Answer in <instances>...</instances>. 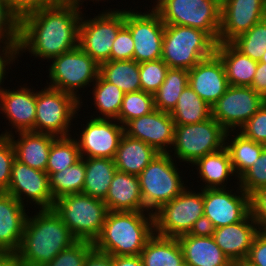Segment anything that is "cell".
Returning <instances> with one entry per match:
<instances>
[{
	"label": "cell",
	"instance_id": "1",
	"mask_svg": "<svg viewBox=\"0 0 266 266\" xmlns=\"http://www.w3.org/2000/svg\"><path fill=\"white\" fill-rule=\"evenodd\" d=\"M80 9L68 0L25 17L20 22L19 54L27 50L35 58L50 60L79 46Z\"/></svg>",
	"mask_w": 266,
	"mask_h": 266
},
{
	"label": "cell",
	"instance_id": "2",
	"mask_svg": "<svg viewBox=\"0 0 266 266\" xmlns=\"http://www.w3.org/2000/svg\"><path fill=\"white\" fill-rule=\"evenodd\" d=\"M38 211L28 216L17 252L24 266H41L51 262L77 241L53 209Z\"/></svg>",
	"mask_w": 266,
	"mask_h": 266
},
{
	"label": "cell",
	"instance_id": "3",
	"mask_svg": "<svg viewBox=\"0 0 266 266\" xmlns=\"http://www.w3.org/2000/svg\"><path fill=\"white\" fill-rule=\"evenodd\" d=\"M153 235L152 213L108 211L101 233L93 245L95 250L111 256H135L141 254Z\"/></svg>",
	"mask_w": 266,
	"mask_h": 266
},
{
	"label": "cell",
	"instance_id": "4",
	"mask_svg": "<svg viewBox=\"0 0 266 266\" xmlns=\"http://www.w3.org/2000/svg\"><path fill=\"white\" fill-rule=\"evenodd\" d=\"M154 234L177 238L204 230V200L201 192L185 188L173 200L154 211Z\"/></svg>",
	"mask_w": 266,
	"mask_h": 266
},
{
	"label": "cell",
	"instance_id": "5",
	"mask_svg": "<svg viewBox=\"0 0 266 266\" xmlns=\"http://www.w3.org/2000/svg\"><path fill=\"white\" fill-rule=\"evenodd\" d=\"M52 209L77 241L92 243L99 237L108 212L103 200L83 193L59 197Z\"/></svg>",
	"mask_w": 266,
	"mask_h": 266
},
{
	"label": "cell",
	"instance_id": "6",
	"mask_svg": "<svg viewBox=\"0 0 266 266\" xmlns=\"http://www.w3.org/2000/svg\"><path fill=\"white\" fill-rule=\"evenodd\" d=\"M216 44L200 29L165 25L161 59L169 68L190 70L198 62L211 57Z\"/></svg>",
	"mask_w": 266,
	"mask_h": 266
},
{
	"label": "cell",
	"instance_id": "7",
	"mask_svg": "<svg viewBox=\"0 0 266 266\" xmlns=\"http://www.w3.org/2000/svg\"><path fill=\"white\" fill-rule=\"evenodd\" d=\"M170 154L159 153L138 175L144 211L153 214L187 187Z\"/></svg>",
	"mask_w": 266,
	"mask_h": 266
},
{
	"label": "cell",
	"instance_id": "8",
	"mask_svg": "<svg viewBox=\"0 0 266 266\" xmlns=\"http://www.w3.org/2000/svg\"><path fill=\"white\" fill-rule=\"evenodd\" d=\"M153 9L165 25L200 29L218 43L221 25L220 0H161Z\"/></svg>",
	"mask_w": 266,
	"mask_h": 266
},
{
	"label": "cell",
	"instance_id": "9",
	"mask_svg": "<svg viewBox=\"0 0 266 266\" xmlns=\"http://www.w3.org/2000/svg\"><path fill=\"white\" fill-rule=\"evenodd\" d=\"M83 102L73 95L46 87L36 90L35 132L50 134L55 137H69L73 118Z\"/></svg>",
	"mask_w": 266,
	"mask_h": 266
},
{
	"label": "cell",
	"instance_id": "10",
	"mask_svg": "<svg viewBox=\"0 0 266 266\" xmlns=\"http://www.w3.org/2000/svg\"><path fill=\"white\" fill-rule=\"evenodd\" d=\"M226 133L212 116L201 123L176 125L173 156L194 164L201 157L221 150L225 146Z\"/></svg>",
	"mask_w": 266,
	"mask_h": 266
},
{
	"label": "cell",
	"instance_id": "11",
	"mask_svg": "<svg viewBox=\"0 0 266 266\" xmlns=\"http://www.w3.org/2000/svg\"><path fill=\"white\" fill-rule=\"evenodd\" d=\"M49 87L73 95L79 101L78 90L86 88L96 81L99 75V64L96 63L79 46L50 59Z\"/></svg>",
	"mask_w": 266,
	"mask_h": 266
},
{
	"label": "cell",
	"instance_id": "12",
	"mask_svg": "<svg viewBox=\"0 0 266 266\" xmlns=\"http://www.w3.org/2000/svg\"><path fill=\"white\" fill-rule=\"evenodd\" d=\"M112 10L102 12L93 19H85L83 14L81 17L79 47L99 65L110 61L112 44L125 23V9Z\"/></svg>",
	"mask_w": 266,
	"mask_h": 266
},
{
	"label": "cell",
	"instance_id": "13",
	"mask_svg": "<svg viewBox=\"0 0 266 266\" xmlns=\"http://www.w3.org/2000/svg\"><path fill=\"white\" fill-rule=\"evenodd\" d=\"M226 189H203L205 231L238 223L251 213L250 196L240 186L238 195Z\"/></svg>",
	"mask_w": 266,
	"mask_h": 266
},
{
	"label": "cell",
	"instance_id": "14",
	"mask_svg": "<svg viewBox=\"0 0 266 266\" xmlns=\"http://www.w3.org/2000/svg\"><path fill=\"white\" fill-rule=\"evenodd\" d=\"M266 102L251 87L229 86L211 106V116L228 132L239 130Z\"/></svg>",
	"mask_w": 266,
	"mask_h": 266
},
{
	"label": "cell",
	"instance_id": "15",
	"mask_svg": "<svg viewBox=\"0 0 266 266\" xmlns=\"http://www.w3.org/2000/svg\"><path fill=\"white\" fill-rule=\"evenodd\" d=\"M146 13L125 10L124 25L130 30L134 41L133 60L139 64L162 57L165 24L153 8Z\"/></svg>",
	"mask_w": 266,
	"mask_h": 266
},
{
	"label": "cell",
	"instance_id": "16",
	"mask_svg": "<svg viewBox=\"0 0 266 266\" xmlns=\"http://www.w3.org/2000/svg\"><path fill=\"white\" fill-rule=\"evenodd\" d=\"M91 117L86 127H83L80 139H76L81 158L114 159L124 134V126L116 119Z\"/></svg>",
	"mask_w": 266,
	"mask_h": 266
},
{
	"label": "cell",
	"instance_id": "17",
	"mask_svg": "<svg viewBox=\"0 0 266 266\" xmlns=\"http://www.w3.org/2000/svg\"><path fill=\"white\" fill-rule=\"evenodd\" d=\"M6 193L15 197L23 205L27 197L28 200L30 199L29 203L35 202L34 205L36 204L39 210L52 209L55 202L50 190L48 174L45 171L33 169L17 159L12 165Z\"/></svg>",
	"mask_w": 266,
	"mask_h": 266
},
{
	"label": "cell",
	"instance_id": "18",
	"mask_svg": "<svg viewBox=\"0 0 266 266\" xmlns=\"http://www.w3.org/2000/svg\"><path fill=\"white\" fill-rule=\"evenodd\" d=\"M266 17V0H222L218 42L230 43Z\"/></svg>",
	"mask_w": 266,
	"mask_h": 266
},
{
	"label": "cell",
	"instance_id": "19",
	"mask_svg": "<svg viewBox=\"0 0 266 266\" xmlns=\"http://www.w3.org/2000/svg\"><path fill=\"white\" fill-rule=\"evenodd\" d=\"M175 126L170 113L155 109L147 115L130 120L124 126V133L147 143L158 153H170L173 152L170 150L174 142Z\"/></svg>",
	"mask_w": 266,
	"mask_h": 266
},
{
	"label": "cell",
	"instance_id": "20",
	"mask_svg": "<svg viewBox=\"0 0 266 266\" xmlns=\"http://www.w3.org/2000/svg\"><path fill=\"white\" fill-rule=\"evenodd\" d=\"M188 84L212 106L226 92L229 83L221 59L214 53L188 70Z\"/></svg>",
	"mask_w": 266,
	"mask_h": 266
},
{
	"label": "cell",
	"instance_id": "21",
	"mask_svg": "<svg viewBox=\"0 0 266 266\" xmlns=\"http://www.w3.org/2000/svg\"><path fill=\"white\" fill-rule=\"evenodd\" d=\"M258 227V228H257ZM230 261L246 259L260 228L251 213L242 221L209 231Z\"/></svg>",
	"mask_w": 266,
	"mask_h": 266
},
{
	"label": "cell",
	"instance_id": "22",
	"mask_svg": "<svg viewBox=\"0 0 266 266\" xmlns=\"http://www.w3.org/2000/svg\"><path fill=\"white\" fill-rule=\"evenodd\" d=\"M4 89L0 95V111L17 132L34 131L36 120V92L26 86Z\"/></svg>",
	"mask_w": 266,
	"mask_h": 266
},
{
	"label": "cell",
	"instance_id": "23",
	"mask_svg": "<svg viewBox=\"0 0 266 266\" xmlns=\"http://www.w3.org/2000/svg\"><path fill=\"white\" fill-rule=\"evenodd\" d=\"M185 266H231L209 231H198L177 237Z\"/></svg>",
	"mask_w": 266,
	"mask_h": 266
},
{
	"label": "cell",
	"instance_id": "24",
	"mask_svg": "<svg viewBox=\"0 0 266 266\" xmlns=\"http://www.w3.org/2000/svg\"><path fill=\"white\" fill-rule=\"evenodd\" d=\"M26 205L8 193L0 196V252L17 253L28 215Z\"/></svg>",
	"mask_w": 266,
	"mask_h": 266
},
{
	"label": "cell",
	"instance_id": "25",
	"mask_svg": "<svg viewBox=\"0 0 266 266\" xmlns=\"http://www.w3.org/2000/svg\"><path fill=\"white\" fill-rule=\"evenodd\" d=\"M12 132L6 130L0 136L8 137L11 140L15 159L33 169L46 172L51 144L57 137L40 132L24 131L18 132L19 138L15 140L16 137Z\"/></svg>",
	"mask_w": 266,
	"mask_h": 266
},
{
	"label": "cell",
	"instance_id": "26",
	"mask_svg": "<svg viewBox=\"0 0 266 266\" xmlns=\"http://www.w3.org/2000/svg\"><path fill=\"white\" fill-rule=\"evenodd\" d=\"M104 203L108 211H144L138 176L116 171Z\"/></svg>",
	"mask_w": 266,
	"mask_h": 266
},
{
	"label": "cell",
	"instance_id": "27",
	"mask_svg": "<svg viewBox=\"0 0 266 266\" xmlns=\"http://www.w3.org/2000/svg\"><path fill=\"white\" fill-rule=\"evenodd\" d=\"M215 54L223 63L229 86L251 87L257 61L242 54L231 43L218 42Z\"/></svg>",
	"mask_w": 266,
	"mask_h": 266
},
{
	"label": "cell",
	"instance_id": "28",
	"mask_svg": "<svg viewBox=\"0 0 266 266\" xmlns=\"http://www.w3.org/2000/svg\"><path fill=\"white\" fill-rule=\"evenodd\" d=\"M159 153L147 143L123 134L114 157L117 171L139 175Z\"/></svg>",
	"mask_w": 266,
	"mask_h": 266
},
{
	"label": "cell",
	"instance_id": "29",
	"mask_svg": "<svg viewBox=\"0 0 266 266\" xmlns=\"http://www.w3.org/2000/svg\"><path fill=\"white\" fill-rule=\"evenodd\" d=\"M143 266H185L177 238L154 234L140 254Z\"/></svg>",
	"mask_w": 266,
	"mask_h": 266
},
{
	"label": "cell",
	"instance_id": "30",
	"mask_svg": "<svg viewBox=\"0 0 266 266\" xmlns=\"http://www.w3.org/2000/svg\"><path fill=\"white\" fill-rule=\"evenodd\" d=\"M192 165L197 166L199 178L206 184L202 186L203 189L226 188L229 177L235 176L229 153L225 147L201 157Z\"/></svg>",
	"mask_w": 266,
	"mask_h": 266
},
{
	"label": "cell",
	"instance_id": "31",
	"mask_svg": "<svg viewBox=\"0 0 266 266\" xmlns=\"http://www.w3.org/2000/svg\"><path fill=\"white\" fill-rule=\"evenodd\" d=\"M83 159L85 161V181L82 193L104 201L113 176L117 171L114 159Z\"/></svg>",
	"mask_w": 266,
	"mask_h": 266
},
{
	"label": "cell",
	"instance_id": "32",
	"mask_svg": "<svg viewBox=\"0 0 266 266\" xmlns=\"http://www.w3.org/2000/svg\"><path fill=\"white\" fill-rule=\"evenodd\" d=\"M229 133L230 131L226 133L224 147L229 153L231 166L236 175L235 179H239L251 166H253V163L257 161L266 146L245 138L239 132H236V135L234 134L233 136L234 138L229 141L230 138H228V136H231Z\"/></svg>",
	"mask_w": 266,
	"mask_h": 266
},
{
	"label": "cell",
	"instance_id": "33",
	"mask_svg": "<svg viewBox=\"0 0 266 266\" xmlns=\"http://www.w3.org/2000/svg\"><path fill=\"white\" fill-rule=\"evenodd\" d=\"M99 74L125 94L141 90L139 63L134 60H110L99 65Z\"/></svg>",
	"mask_w": 266,
	"mask_h": 266
},
{
	"label": "cell",
	"instance_id": "34",
	"mask_svg": "<svg viewBox=\"0 0 266 266\" xmlns=\"http://www.w3.org/2000/svg\"><path fill=\"white\" fill-rule=\"evenodd\" d=\"M170 114L175 125L201 123L211 117V106L202 100L188 84Z\"/></svg>",
	"mask_w": 266,
	"mask_h": 266
},
{
	"label": "cell",
	"instance_id": "35",
	"mask_svg": "<svg viewBox=\"0 0 266 266\" xmlns=\"http://www.w3.org/2000/svg\"><path fill=\"white\" fill-rule=\"evenodd\" d=\"M188 85V70L169 68L164 82L153 94L155 109L171 113L180 94Z\"/></svg>",
	"mask_w": 266,
	"mask_h": 266
},
{
	"label": "cell",
	"instance_id": "36",
	"mask_svg": "<svg viewBox=\"0 0 266 266\" xmlns=\"http://www.w3.org/2000/svg\"><path fill=\"white\" fill-rule=\"evenodd\" d=\"M93 87L95 108L99 109L102 116L93 118L116 119L122 107L125 93L116 85L106 81L100 74Z\"/></svg>",
	"mask_w": 266,
	"mask_h": 266
},
{
	"label": "cell",
	"instance_id": "37",
	"mask_svg": "<svg viewBox=\"0 0 266 266\" xmlns=\"http://www.w3.org/2000/svg\"><path fill=\"white\" fill-rule=\"evenodd\" d=\"M84 181L85 161L81 158L72 166L49 176L53 199L56 200L68 194L82 193Z\"/></svg>",
	"mask_w": 266,
	"mask_h": 266
},
{
	"label": "cell",
	"instance_id": "38",
	"mask_svg": "<svg viewBox=\"0 0 266 266\" xmlns=\"http://www.w3.org/2000/svg\"><path fill=\"white\" fill-rule=\"evenodd\" d=\"M81 159L77 140L69 137H57L51 144L46 173L50 176L72 166Z\"/></svg>",
	"mask_w": 266,
	"mask_h": 266
},
{
	"label": "cell",
	"instance_id": "39",
	"mask_svg": "<svg viewBox=\"0 0 266 266\" xmlns=\"http://www.w3.org/2000/svg\"><path fill=\"white\" fill-rule=\"evenodd\" d=\"M230 43L242 54L260 62L266 50V17Z\"/></svg>",
	"mask_w": 266,
	"mask_h": 266
},
{
	"label": "cell",
	"instance_id": "40",
	"mask_svg": "<svg viewBox=\"0 0 266 266\" xmlns=\"http://www.w3.org/2000/svg\"><path fill=\"white\" fill-rule=\"evenodd\" d=\"M153 110H155L153 94L142 90L126 93L116 120L125 126L130 120L147 115Z\"/></svg>",
	"mask_w": 266,
	"mask_h": 266
},
{
	"label": "cell",
	"instance_id": "41",
	"mask_svg": "<svg viewBox=\"0 0 266 266\" xmlns=\"http://www.w3.org/2000/svg\"><path fill=\"white\" fill-rule=\"evenodd\" d=\"M168 69L169 67L162 59L140 63L141 90L154 94L164 82Z\"/></svg>",
	"mask_w": 266,
	"mask_h": 266
},
{
	"label": "cell",
	"instance_id": "42",
	"mask_svg": "<svg viewBox=\"0 0 266 266\" xmlns=\"http://www.w3.org/2000/svg\"><path fill=\"white\" fill-rule=\"evenodd\" d=\"M93 249L92 242L76 241L62 250L51 262L41 266H84L86 257Z\"/></svg>",
	"mask_w": 266,
	"mask_h": 266
},
{
	"label": "cell",
	"instance_id": "43",
	"mask_svg": "<svg viewBox=\"0 0 266 266\" xmlns=\"http://www.w3.org/2000/svg\"><path fill=\"white\" fill-rule=\"evenodd\" d=\"M240 186L249 196L259 188L266 186V148L260 157L239 179Z\"/></svg>",
	"mask_w": 266,
	"mask_h": 266
},
{
	"label": "cell",
	"instance_id": "44",
	"mask_svg": "<svg viewBox=\"0 0 266 266\" xmlns=\"http://www.w3.org/2000/svg\"><path fill=\"white\" fill-rule=\"evenodd\" d=\"M0 42L19 44L20 21L11 13L4 0H0Z\"/></svg>",
	"mask_w": 266,
	"mask_h": 266
},
{
	"label": "cell",
	"instance_id": "45",
	"mask_svg": "<svg viewBox=\"0 0 266 266\" xmlns=\"http://www.w3.org/2000/svg\"><path fill=\"white\" fill-rule=\"evenodd\" d=\"M11 13L21 22L25 17L62 4L60 0H4Z\"/></svg>",
	"mask_w": 266,
	"mask_h": 266
},
{
	"label": "cell",
	"instance_id": "46",
	"mask_svg": "<svg viewBox=\"0 0 266 266\" xmlns=\"http://www.w3.org/2000/svg\"><path fill=\"white\" fill-rule=\"evenodd\" d=\"M239 131L245 138L266 146V102Z\"/></svg>",
	"mask_w": 266,
	"mask_h": 266
},
{
	"label": "cell",
	"instance_id": "47",
	"mask_svg": "<svg viewBox=\"0 0 266 266\" xmlns=\"http://www.w3.org/2000/svg\"><path fill=\"white\" fill-rule=\"evenodd\" d=\"M134 41L130 30L123 25L111 48L110 60H133Z\"/></svg>",
	"mask_w": 266,
	"mask_h": 266
},
{
	"label": "cell",
	"instance_id": "48",
	"mask_svg": "<svg viewBox=\"0 0 266 266\" xmlns=\"http://www.w3.org/2000/svg\"><path fill=\"white\" fill-rule=\"evenodd\" d=\"M15 152L11 140L0 136V188L5 192L9 187Z\"/></svg>",
	"mask_w": 266,
	"mask_h": 266
},
{
	"label": "cell",
	"instance_id": "49",
	"mask_svg": "<svg viewBox=\"0 0 266 266\" xmlns=\"http://www.w3.org/2000/svg\"><path fill=\"white\" fill-rule=\"evenodd\" d=\"M250 210L260 230L266 231V186L250 195Z\"/></svg>",
	"mask_w": 266,
	"mask_h": 266
},
{
	"label": "cell",
	"instance_id": "50",
	"mask_svg": "<svg viewBox=\"0 0 266 266\" xmlns=\"http://www.w3.org/2000/svg\"><path fill=\"white\" fill-rule=\"evenodd\" d=\"M246 259L256 266H266V231L260 230L255 236Z\"/></svg>",
	"mask_w": 266,
	"mask_h": 266
},
{
	"label": "cell",
	"instance_id": "51",
	"mask_svg": "<svg viewBox=\"0 0 266 266\" xmlns=\"http://www.w3.org/2000/svg\"><path fill=\"white\" fill-rule=\"evenodd\" d=\"M3 46L0 42V95L3 93L4 88L1 87L2 83L4 82V78L6 79V72L8 65L15 63V58L19 56V44H7L2 42ZM2 50V51H1ZM3 52V53H2ZM3 81V82H2Z\"/></svg>",
	"mask_w": 266,
	"mask_h": 266
},
{
	"label": "cell",
	"instance_id": "52",
	"mask_svg": "<svg viewBox=\"0 0 266 266\" xmlns=\"http://www.w3.org/2000/svg\"><path fill=\"white\" fill-rule=\"evenodd\" d=\"M251 88L266 99V63L258 62Z\"/></svg>",
	"mask_w": 266,
	"mask_h": 266
},
{
	"label": "cell",
	"instance_id": "53",
	"mask_svg": "<svg viewBox=\"0 0 266 266\" xmlns=\"http://www.w3.org/2000/svg\"><path fill=\"white\" fill-rule=\"evenodd\" d=\"M84 266H113V256L93 249L86 257Z\"/></svg>",
	"mask_w": 266,
	"mask_h": 266
},
{
	"label": "cell",
	"instance_id": "54",
	"mask_svg": "<svg viewBox=\"0 0 266 266\" xmlns=\"http://www.w3.org/2000/svg\"><path fill=\"white\" fill-rule=\"evenodd\" d=\"M113 266H143L140 255L113 256Z\"/></svg>",
	"mask_w": 266,
	"mask_h": 266
},
{
	"label": "cell",
	"instance_id": "55",
	"mask_svg": "<svg viewBox=\"0 0 266 266\" xmlns=\"http://www.w3.org/2000/svg\"><path fill=\"white\" fill-rule=\"evenodd\" d=\"M0 266H24L17 253H1Z\"/></svg>",
	"mask_w": 266,
	"mask_h": 266
},
{
	"label": "cell",
	"instance_id": "56",
	"mask_svg": "<svg viewBox=\"0 0 266 266\" xmlns=\"http://www.w3.org/2000/svg\"><path fill=\"white\" fill-rule=\"evenodd\" d=\"M231 266H256L247 259H238L231 261Z\"/></svg>",
	"mask_w": 266,
	"mask_h": 266
},
{
	"label": "cell",
	"instance_id": "57",
	"mask_svg": "<svg viewBox=\"0 0 266 266\" xmlns=\"http://www.w3.org/2000/svg\"><path fill=\"white\" fill-rule=\"evenodd\" d=\"M69 1H71V2H73V3H75L77 6H79L80 7V5L82 6V3L84 2L83 0H69ZM94 1V0H93ZM95 1H98L99 2V0H95ZM82 2V3H81Z\"/></svg>",
	"mask_w": 266,
	"mask_h": 266
},
{
	"label": "cell",
	"instance_id": "58",
	"mask_svg": "<svg viewBox=\"0 0 266 266\" xmlns=\"http://www.w3.org/2000/svg\"><path fill=\"white\" fill-rule=\"evenodd\" d=\"M260 62L266 63V50H265V52L263 53V56H262Z\"/></svg>",
	"mask_w": 266,
	"mask_h": 266
},
{
	"label": "cell",
	"instance_id": "59",
	"mask_svg": "<svg viewBox=\"0 0 266 266\" xmlns=\"http://www.w3.org/2000/svg\"><path fill=\"white\" fill-rule=\"evenodd\" d=\"M3 193H5V191H4L2 188H0V196H1Z\"/></svg>",
	"mask_w": 266,
	"mask_h": 266
},
{
	"label": "cell",
	"instance_id": "60",
	"mask_svg": "<svg viewBox=\"0 0 266 266\" xmlns=\"http://www.w3.org/2000/svg\"><path fill=\"white\" fill-rule=\"evenodd\" d=\"M62 3H65L66 1H68V0H60Z\"/></svg>",
	"mask_w": 266,
	"mask_h": 266
}]
</instances>
